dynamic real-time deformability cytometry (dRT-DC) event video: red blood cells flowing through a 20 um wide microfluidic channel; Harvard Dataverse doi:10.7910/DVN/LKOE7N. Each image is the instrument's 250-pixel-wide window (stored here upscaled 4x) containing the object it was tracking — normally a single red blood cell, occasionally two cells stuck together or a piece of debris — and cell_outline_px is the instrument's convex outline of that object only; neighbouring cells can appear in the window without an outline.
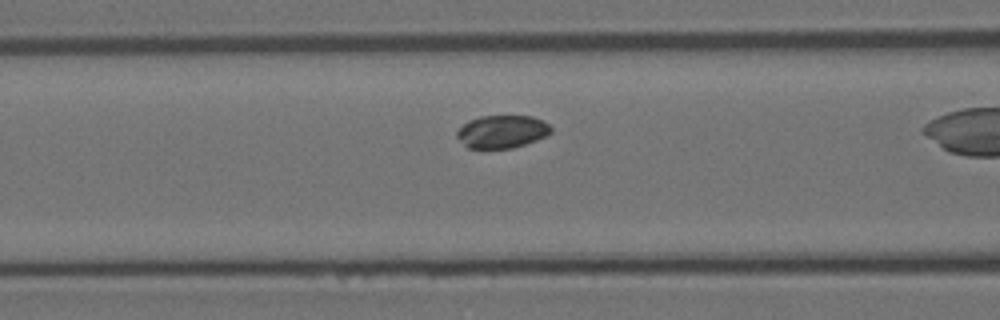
{"species": "Egyptian fruit bat (a non-hibernating species)", "species_latin": "Rousettus aegyptiacus", "temperature_condition": "room temperature", "stored_images_in_passage": 32, "camera_frame_rate_fps": 3000, "um_per_image_px": 0.085, "animal": {"sex": "female"}, "frame": {"image": 1, "passage_image": 10, "time_ms": 3.0, "image_size_px": [1000, 320], "cell_outline_px": [[552, 132], [548, 136], [512, 148], [468, 148], [456, 136], [456, 132], [468, 120], [480, 116], [532, 116], [544, 120], [552, 128]], "centroid_in_image_um": [42.7, 11.18], "position_along_channel_um": 123.9, "area_um2": 18.03}}
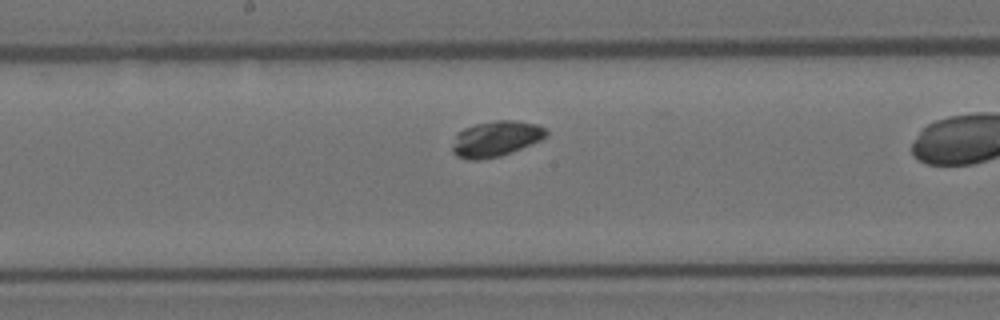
{"frame": {"image": 2, "passage_image": 17, "time_ms": 5.333, "image_size_px": [1000, 320], "cell_outline_px": [[548, 136], [540, 140], [500, 156], [480, 160], [468, 160], [456, 156], [452, 152], [452, 144], [456, 132], [464, 128], [476, 124], [496, 120], [512, 120], [536, 124], [548, 128]], "centroid_in_image_um": [42.12, 11.79], "position_along_channel_um": 206.1, "area_um2": 19.59}}
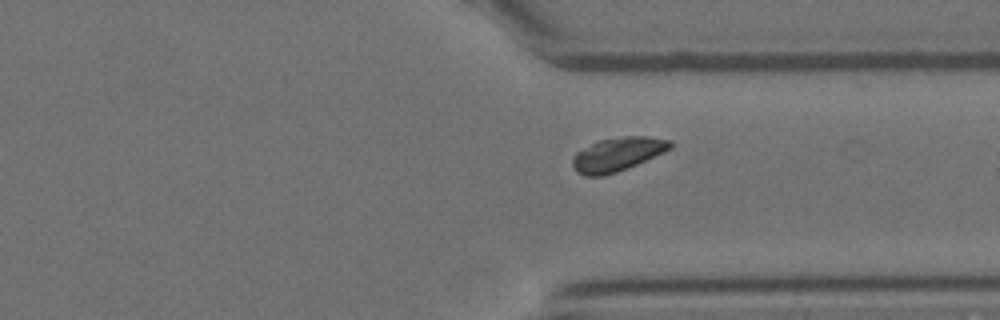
{"frame": {"image": 3, "passage_image": 30, "time_ms": 9.667, "image_size_px": [1000, 320], "cell_outline_px": [[672, 148], [664, 152], [636, 164], [616, 172], [604, 176], [584, 176], [576, 172], [572, 164], [572, 160], [576, 152], [600, 140], [624, 136], [644, 136], [672, 140]], "centroid_in_image_um": [52.48, 13.12], "position_along_channel_um": 358.9, "area_um2": 19.02}}